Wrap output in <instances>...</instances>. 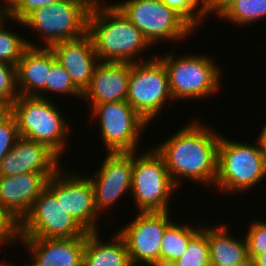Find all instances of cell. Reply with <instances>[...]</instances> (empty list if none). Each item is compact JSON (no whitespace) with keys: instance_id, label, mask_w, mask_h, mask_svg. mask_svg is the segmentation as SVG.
<instances>
[{"instance_id":"obj_24","label":"cell","mask_w":266,"mask_h":266,"mask_svg":"<svg viewBox=\"0 0 266 266\" xmlns=\"http://www.w3.org/2000/svg\"><path fill=\"white\" fill-rule=\"evenodd\" d=\"M266 0H237L220 17L223 21L227 20L233 26L244 27L251 23L265 19Z\"/></svg>"},{"instance_id":"obj_14","label":"cell","mask_w":266,"mask_h":266,"mask_svg":"<svg viewBox=\"0 0 266 266\" xmlns=\"http://www.w3.org/2000/svg\"><path fill=\"white\" fill-rule=\"evenodd\" d=\"M105 156L97 172L88 175L100 215L111 211L123 196H130L132 184L133 152L106 153Z\"/></svg>"},{"instance_id":"obj_1","label":"cell","mask_w":266,"mask_h":266,"mask_svg":"<svg viewBox=\"0 0 266 266\" xmlns=\"http://www.w3.org/2000/svg\"><path fill=\"white\" fill-rule=\"evenodd\" d=\"M199 120H190L166 140L154 145L178 188L183 187V181L190 180L205 187L215 184L221 133Z\"/></svg>"},{"instance_id":"obj_32","label":"cell","mask_w":266,"mask_h":266,"mask_svg":"<svg viewBox=\"0 0 266 266\" xmlns=\"http://www.w3.org/2000/svg\"><path fill=\"white\" fill-rule=\"evenodd\" d=\"M57 1L60 0H8L9 17L22 22L34 10Z\"/></svg>"},{"instance_id":"obj_8","label":"cell","mask_w":266,"mask_h":266,"mask_svg":"<svg viewBox=\"0 0 266 266\" xmlns=\"http://www.w3.org/2000/svg\"><path fill=\"white\" fill-rule=\"evenodd\" d=\"M126 101L148 125L160 117L165 104L175 102L166 66L159 57L131 63Z\"/></svg>"},{"instance_id":"obj_7","label":"cell","mask_w":266,"mask_h":266,"mask_svg":"<svg viewBox=\"0 0 266 266\" xmlns=\"http://www.w3.org/2000/svg\"><path fill=\"white\" fill-rule=\"evenodd\" d=\"M91 8L87 0H60L34 10L22 22L15 19L13 22L22 24L21 28L33 29L36 32L33 34L43 40L41 47L50 48L55 43L85 35Z\"/></svg>"},{"instance_id":"obj_20","label":"cell","mask_w":266,"mask_h":266,"mask_svg":"<svg viewBox=\"0 0 266 266\" xmlns=\"http://www.w3.org/2000/svg\"><path fill=\"white\" fill-rule=\"evenodd\" d=\"M16 68L20 95L51 99L50 95H45L46 82L51 69L50 48L29 46L21 56Z\"/></svg>"},{"instance_id":"obj_10","label":"cell","mask_w":266,"mask_h":266,"mask_svg":"<svg viewBox=\"0 0 266 266\" xmlns=\"http://www.w3.org/2000/svg\"><path fill=\"white\" fill-rule=\"evenodd\" d=\"M91 118L99 120L100 139L107 153L139 151L140 136L150 127L127 101L89 105Z\"/></svg>"},{"instance_id":"obj_31","label":"cell","mask_w":266,"mask_h":266,"mask_svg":"<svg viewBox=\"0 0 266 266\" xmlns=\"http://www.w3.org/2000/svg\"><path fill=\"white\" fill-rule=\"evenodd\" d=\"M245 233L248 255L253 259L266 251V221L255 218Z\"/></svg>"},{"instance_id":"obj_9","label":"cell","mask_w":266,"mask_h":266,"mask_svg":"<svg viewBox=\"0 0 266 266\" xmlns=\"http://www.w3.org/2000/svg\"><path fill=\"white\" fill-rule=\"evenodd\" d=\"M112 4L122 11L153 47L165 41L180 44L179 40L185 41L195 33V30L162 0H124Z\"/></svg>"},{"instance_id":"obj_17","label":"cell","mask_w":266,"mask_h":266,"mask_svg":"<svg viewBox=\"0 0 266 266\" xmlns=\"http://www.w3.org/2000/svg\"><path fill=\"white\" fill-rule=\"evenodd\" d=\"M50 49L56 61L64 67L74 85L83 93L100 63L89 34L55 43Z\"/></svg>"},{"instance_id":"obj_38","label":"cell","mask_w":266,"mask_h":266,"mask_svg":"<svg viewBox=\"0 0 266 266\" xmlns=\"http://www.w3.org/2000/svg\"><path fill=\"white\" fill-rule=\"evenodd\" d=\"M232 266H255V261L251 256H247L242 261L232 265Z\"/></svg>"},{"instance_id":"obj_25","label":"cell","mask_w":266,"mask_h":266,"mask_svg":"<svg viewBox=\"0 0 266 266\" xmlns=\"http://www.w3.org/2000/svg\"><path fill=\"white\" fill-rule=\"evenodd\" d=\"M14 21L13 18L8 17L3 23L0 24V62L7 64L17 65L24 51L30 47H41L35 42L23 38L24 36L16 33L15 31L5 27L7 22ZM5 23V24H4Z\"/></svg>"},{"instance_id":"obj_5","label":"cell","mask_w":266,"mask_h":266,"mask_svg":"<svg viewBox=\"0 0 266 266\" xmlns=\"http://www.w3.org/2000/svg\"><path fill=\"white\" fill-rule=\"evenodd\" d=\"M171 49L172 52L169 49L163 56L157 53L156 55L166 66L169 88L174 101H187V99L199 101L201 98L204 100L220 92L221 67L209 57L210 55L200 53L197 55L192 52L176 55L174 49L177 48Z\"/></svg>"},{"instance_id":"obj_4","label":"cell","mask_w":266,"mask_h":266,"mask_svg":"<svg viewBox=\"0 0 266 266\" xmlns=\"http://www.w3.org/2000/svg\"><path fill=\"white\" fill-rule=\"evenodd\" d=\"M266 179V163L257 143L239 142L221 135L217 150L218 192L238 196L254 189Z\"/></svg>"},{"instance_id":"obj_28","label":"cell","mask_w":266,"mask_h":266,"mask_svg":"<svg viewBox=\"0 0 266 266\" xmlns=\"http://www.w3.org/2000/svg\"><path fill=\"white\" fill-rule=\"evenodd\" d=\"M179 14L195 31L204 21V0H162Z\"/></svg>"},{"instance_id":"obj_40","label":"cell","mask_w":266,"mask_h":266,"mask_svg":"<svg viewBox=\"0 0 266 266\" xmlns=\"http://www.w3.org/2000/svg\"><path fill=\"white\" fill-rule=\"evenodd\" d=\"M92 6L103 4L102 0H87Z\"/></svg>"},{"instance_id":"obj_3","label":"cell","mask_w":266,"mask_h":266,"mask_svg":"<svg viewBox=\"0 0 266 266\" xmlns=\"http://www.w3.org/2000/svg\"><path fill=\"white\" fill-rule=\"evenodd\" d=\"M51 99L22 96L11 105L19 137L47 145L60 158L69 146L70 124ZM68 141V142H67Z\"/></svg>"},{"instance_id":"obj_22","label":"cell","mask_w":266,"mask_h":266,"mask_svg":"<svg viewBox=\"0 0 266 266\" xmlns=\"http://www.w3.org/2000/svg\"><path fill=\"white\" fill-rule=\"evenodd\" d=\"M216 226V227H215ZM227 223L208 226V245L211 266H232L248 256L245 236H230Z\"/></svg>"},{"instance_id":"obj_34","label":"cell","mask_w":266,"mask_h":266,"mask_svg":"<svg viewBox=\"0 0 266 266\" xmlns=\"http://www.w3.org/2000/svg\"><path fill=\"white\" fill-rule=\"evenodd\" d=\"M237 0H204V16L215 15L218 18Z\"/></svg>"},{"instance_id":"obj_36","label":"cell","mask_w":266,"mask_h":266,"mask_svg":"<svg viewBox=\"0 0 266 266\" xmlns=\"http://www.w3.org/2000/svg\"><path fill=\"white\" fill-rule=\"evenodd\" d=\"M3 2L0 3V24L6 21L9 17V6L8 0H2Z\"/></svg>"},{"instance_id":"obj_13","label":"cell","mask_w":266,"mask_h":266,"mask_svg":"<svg viewBox=\"0 0 266 266\" xmlns=\"http://www.w3.org/2000/svg\"><path fill=\"white\" fill-rule=\"evenodd\" d=\"M73 172L61 167L47 180L46 187L55 195L56 200L61 201L65 212L89 233L100 232L98 219L102 217L95 207L94 191L88 174Z\"/></svg>"},{"instance_id":"obj_27","label":"cell","mask_w":266,"mask_h":266,"mask_svg":"<svg viewBox=\"0 0 266 266\" xmlns=\"http://www.w3.org/2000/svg\"><path fill=\"white\" fill-rule=\"evenodd\" d=\"M60 94L61 96L76 97L82 99V92L74 85L70 75L64 67L56 61L51 50V69L46 82V94Z\"/></svg>"},{"instance_id":"obj_15","label":"cell","mask_w":266,"mask_h":266,"mask_svg":"<svg viewBox=\"0 0 266 266\" xmlns=\"http://www.w3.org/2000/svg\"><path fill=\"white\" fill-rule=\"evenodd\" d=\"M60 157L47 145L19 137L0 161V176L43 173L48 179L61 167Z\"/></svg>"},{"instance_id":"obj_39","label":"cell","mask_w":266,"mask_h":266,"mask_svg":"<svg viewBox=\"0 0 266 266\" xmlns=\"http://www.w3.org/2000/svg\"><path fill=\"white\" fill-rule=\"evenodd\" d=\"M255 266H266V251L254 258Z\"/></svg>"},{"instance_id":"obj_12","label":"cell","mask_w":266,"mask_h":266,"mask_svg":"<svg viewBox=\"0 0 266 266\" xmlns=\"http://www.w3.org/2000/svg\"><path fill=\"white\" fill-rule=\"evenodd\" d=\"M88 233L77 220L65 212L61 201L56 200L47 187L20 222L21 237L61 239L86 237Z\"/></svg>"},{"instance_id":"obj_18","label":"cell","mask_w":266,"mask_h":266,"mask_svg":"<svg viewBox=\"0 0 266 266\" xmlns=\"http://www.w3.org/2000/svg\"><path fill=\"white\" fill-rule=\"evenodd\" d=\"M131 63L100 62L82 99L89 105L126 101Z\"/></svg>"},{"instance_id":"obj_26","label":"cell","mask_w":266,"mask_h":266,"mask_svg":"<svg viewBox=\"0 0 266 266\" xmlns=\"http://www.w3.org/2000/svg\"><path fill=\"white\" fill-rule=\"evenodd\" d=\"M170 266H211L208 245V225H203L190 239L181 258Z\"/></svg>"},{"instance_id":"obj_33","label":"cell","mask_w":266,"mask_h":266,"mask_svg":"<svg viewBox=\"0 0 266 266\" xmlns=\"http://www.w3.org/2000/svg\"><path fill=\"white\" fill-rule=\"evenodd\" d=\"M18 138L17 122L10 113L0 123V161L11 150Z\"/></svg>"},{"instance_id":"obj_21","label":"cell","mask_w":266,"mask_h":266,"mask_svg":"<svg viewBox=\"0 0 266 266\" xmlns=\"http://www.w3.org/2000/svg\"><path fill=\"white\" fill-rule=\"evenodd\" d=\"M101 237L99 231L87 234L83 266H132L126 244L117 232L106 241Z\"/></svg>"},{"instance_id":"obj_35","label":"cell","mask_w":266,"mask_h":266,"mask_svg":"<svg viewBox=\"0 0 266 266\" xmlns=\"http://www.w3.org/2000/svg\"><path fill=\"white\" fill-rule=\"evenodd\" d=\"M262 131L257 136L256 143L258 145L260 153L263 155L266 163V123L263 124Z\"/></svg>"},{"instance_id":"obj_19","label":"cell","mask_w":266,"mask_h":266,"mask_svg":"<svg viewBox=\"0 0 266 266\" xmlns=\"http://www.w3.org/2000/svg\"><path fill=\"white\" fill-rule=\"evenodd\" d=\"M47 180L43 173L33 172L0 176V205L21 222L46 187Z\"/></svg>"},{"instance_id":"obj_6","label":"cell","mask_w":266,"mask_h":266,"mask_svg":"<svg viewBox=\"0 0 266 266\" xmlns=\"http://www.w3.org/2000/svg\"><path fill=\"white\" fill-rule=\"evenodd\" d=\"M151 146L133 152L130 196L138 212H167L178 187L174 184L161 155ZM139 155V156H138Z\"/></svg>"},{"instance_id":"obj_29","label":"cell","mask_w":266,"mask_h":266,"mask_svg":"<svg viewBox=\"0 0 266 266\" xmlns=\"http://www.w3.org/2000/svg\"><path fill=\"white\" fill-rule=\"evenodd\" d=\"M19 96L16 66L0 62V99L11 106Z\"/></svg>"},{"instance_id":"obj_2","label":"cell","mask_w":266,"mask_h":266,"mask_svg":"<svg viewBox=\"0 0 266 266\" xmlns=\"http://www.w3.org/2000/svg\"><path fill=\"white\" fill-rule=\"evenodd\" d=\"M87 33L100 62L136 63L156 56L144 58L152 45L115 4L92 6Z\"/></svg>"},{"instance_id":"obj_30","label":"cell","mask_w":266,"mask_h":266,"mask_svg":"<svg viewBox=\"0 0 266 266\" xmlns=\"http://www.w3.org/2000/svg\"><path fill=\"white\" fill-rule=\"evenodd\" d=\"M20 241V221L0 205V244L11 247Z\"/></svg>"},{"instance_id":"obj_16","label":"cell","mask_w":266,"mask_h":266,"mask_svg":"<svg viewBox=\"0 0 266 266\" xmlns=\"http://www.w3.org/2000/svg\"><path fill=\"white\" fill-rule=\"evenodd\" d=\"M28 250L29 264L25 266H83L86 237L30 238L21 237Z\"/></svg>"},{"instance_id":"obj_41","label":"cell","mask_w":266,"mask_h":266,"mask_svg":"<svg viewBox=\"0 0 266 266\" xmlns=\"http://www.w3.org/2000/svg\"><path fill=\"white\" fill-rule=\"evenodd\" d=\"M0 266H16L15 264L13 265L12 262L11 263H5V261H0ZM25 266V265H24Z\"/></svg>"},{"instance_id":"obj_37","label":"cell","mask_w":266,"mask_h":266,"mask_svg":"<svg viewBox=\"0 0 266 266\" xmlns=\"http://www.w3.org/2000/svg\"><path fill=\"white\" fill-rule=\"evenodd\" d=\"M11 113V106L0 99V123Z\"/></svg>"},{"instance_id":"obj_11","label":"cell","mask_w":266,"mask_h":266,"mask_svg":"<svg viewBox=\"0 0 266 266\" xmlns=\"http://www.w3.org/2000/svg\"><path fill=\"white\" fill-rule=\"evenodd\" d=\"M118 229L132 266H160V248L166 229L174 222L171 212H137ZM173 220V221H172Z\"/></svg>"},{"instance_id":"obj_23","label":"cell","mask_w":266,"mask_h":266,"mask_svg":"<svg viewBox=\"0 0 266 266\" xmlns=\"http://www.w3.org/2000/svg\"><path fill=\"white\" fill-rule=\"evenodd\" d=\"M181 223V224H180ZM174 221L164 232L160 248V266H170L181 258L190 239L203 227Z\"/></svg>"}]
</instances>
